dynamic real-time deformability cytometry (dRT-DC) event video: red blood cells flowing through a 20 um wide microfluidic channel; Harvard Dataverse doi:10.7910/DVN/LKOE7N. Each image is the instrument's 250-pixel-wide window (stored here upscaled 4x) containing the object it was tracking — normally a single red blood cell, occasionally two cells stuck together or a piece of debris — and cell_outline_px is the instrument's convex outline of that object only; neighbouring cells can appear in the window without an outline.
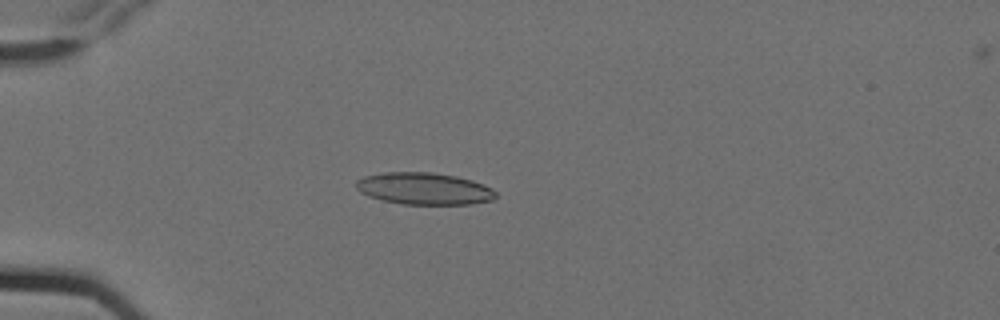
{"species": "Egyptian fruit bat (a non-hibernating species)", "species_latin": "Rousettus aegyptiacus", "temperature_condition": "cold", "stored_images_in_passage": 6, "camera_frame_rate_fps": 3000, "um_per_image_px": 0.085, "animal": {"sex": "female"}, "frame": {"image": 1, "passage_image": 5, "time_ms": 1.333, "image_size_px": [1000, 320], "cell_outline_px": [[496, 196], [492, 200], [472, 204], [400, 204], [368, 196], [360, 192], [356, 188], [356, 180], [364, 176], [380, 172], [432, 172], [456, 176], [472, 180], [484, 184], [492, 188], [496, 192]], "centroid_in_image_um": [36.04, 16.02], "position_along_channel_um": 49.0, "area_um2": 26.18}}